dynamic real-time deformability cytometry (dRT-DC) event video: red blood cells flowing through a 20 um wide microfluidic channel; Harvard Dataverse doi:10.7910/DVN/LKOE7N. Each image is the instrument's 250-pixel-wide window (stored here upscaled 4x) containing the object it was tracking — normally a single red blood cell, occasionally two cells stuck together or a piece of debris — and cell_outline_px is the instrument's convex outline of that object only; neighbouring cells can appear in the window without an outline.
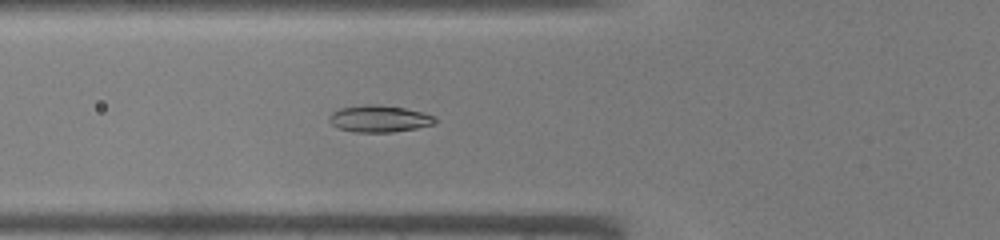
{"species": "common noctule bat (a hibernating species)", "species_latin": "Nyctalus noctula", "temperature_condition": "warm", "stored_images_in_passage": 43, "camera_frame_rate_fps": 3000, "um_per_image_px": 0.085, "animal": {"sex": "male", "body_mass_g": 19.0, "forearm_length_mm": 50.8}, "frame": {"image": 1, "passage_image": 15, "time_ms": 4.667, "image_size_px": [1000, 240], "cell_outline_px": [[436, 120], [432, 124], [416, 128], [392, 132], [356, 132], [340, 128], [332, 124], [328, 120], [328, 116], [332, 112], [340, 108], [368, 104], [376, 104], [404, 108], [424, 112], [436, 116]], "centroid_in_image_um": [32.23, 10.08], "position_along_channel_um": 93.6, "area_um2": 16.47}}
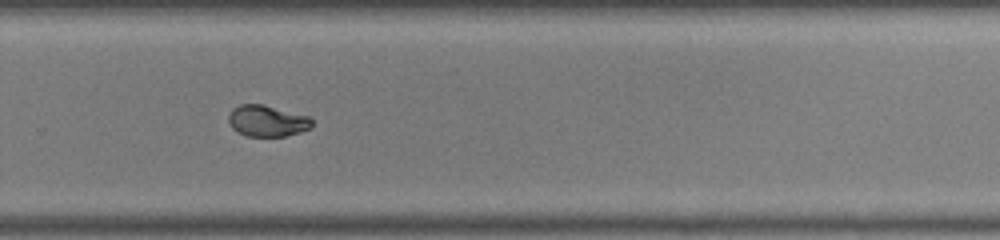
{"frame": {"image": 2, "passage_image": 29, "time_ms": 9.333, "image_size_px": [1000, 240], "cell_outline_px": [[312, 128], [284, 136], [248, 136], [236, 132], [232, 128], [228, 120], [228, 116], [232, 108], [240, 104], [264, 104], [308, 116], [312, 120]], "centroid_in_image_um": [22.68, 10.27], "position_along_channel_um": 307.1, "area_um2": 15.26}}
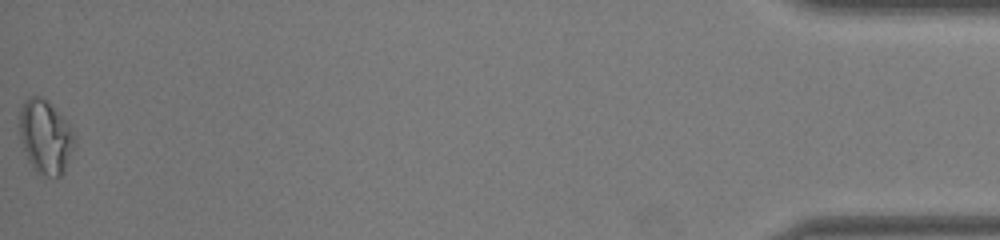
{"frame": {"image": 3, "passage_image": 43, "time_ms": 14.0, "image_size_px": [1000, 240], "cell_outline_px": [[76, 144], [64, 172], [60, 176], [48, 176], [36, 172], [28, 160], [20, 136], [20, 104], [24, 100], [32, 96], [40, 96], [48, 100], [72, 128], [76, 136]], "centroid_in_image_um": [3.89, 11.61], "position_along_channel_um": 431.3, "area_um2": 23.81}}